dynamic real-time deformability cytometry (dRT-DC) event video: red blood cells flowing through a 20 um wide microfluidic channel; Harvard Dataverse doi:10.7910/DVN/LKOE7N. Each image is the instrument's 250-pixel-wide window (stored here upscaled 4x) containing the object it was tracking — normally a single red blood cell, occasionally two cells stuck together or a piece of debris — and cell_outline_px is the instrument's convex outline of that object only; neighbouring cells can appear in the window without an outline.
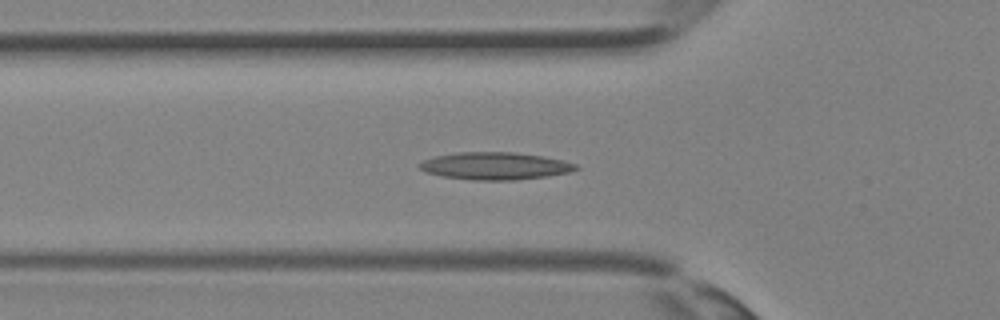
{"species": "Egyptian fruit bat (a non-hibernating species)", "species_latin": "Rousettus aegyptiacus", "temperature_condition": "room temperature", "stored_images_in_passage": 25, "camera_frame_rate_fps": 3000, "um_per_image_px": 0.085, "animal": {"sex": "female"}, "frame": {"image": 1, "passage_image": 2, "time_ms": 0.333, "image_size_px": [1000, 320], "cell_outline_px": [[580, 168], [568, 172], [548, 176], [516, 180], [472, 180], [444, 176], [424, 172], [416, 164], [424, 160], [436, 156], [456, 152], [512, 152], [544, 156], [564, 160], [576, 164]], "centroid_in_image_um": [42.08, 14.1], "position_along_channel_um": 83.7, "area_um2": 25.03}}
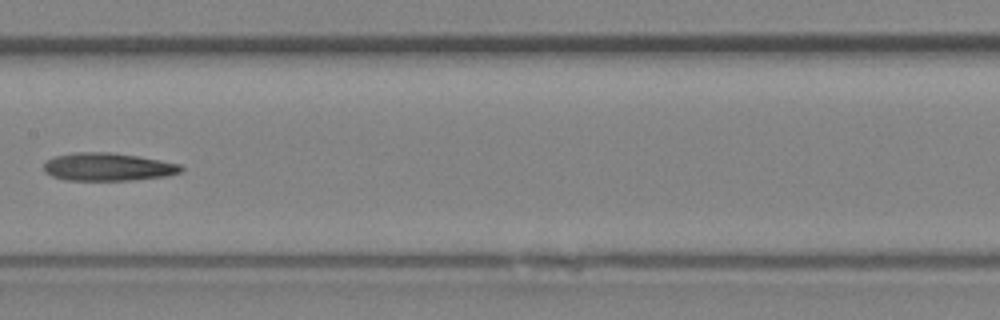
{"frame": {"image": 2, "passage_image": 8, "time_ms": 2.333, "image_size_px": [1000, 320], "cell_outline_px": [[184, 168], [180, 172], [168, 176], [132, 180], [64, 180], [52, 176], [44, 172], [44, 164], [48, 160], [56, 156], [72, 152], [112, 152], [136, 156], [180, 164]], "centroid_in_image_um": [9.16, 14.19], "position_along_channel_um": 198.2, "area_um2": 22.31}}
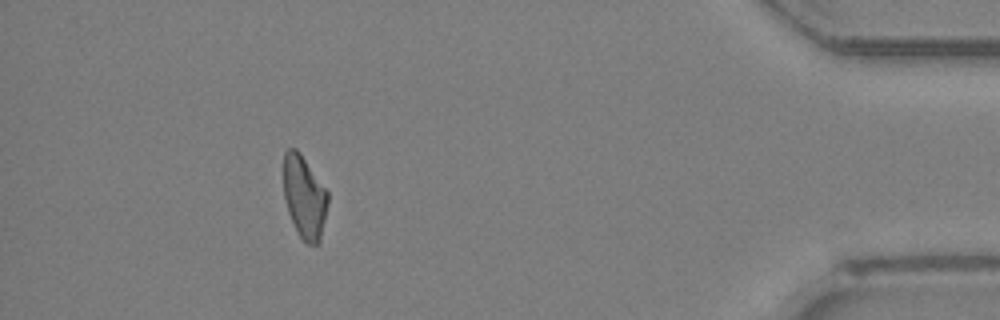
{"frame": {"image": 3, "passage_image": 22, "time_ms": 7.0, "image_size_px": [1000, 320], "cell_outline_px": [[328, 204], [320, 244], [308, 244], [300, 236], [288, 212], [284, 196], [284, 152], [288, 148], [296, 148], [300, 152], [328, 192]], "centroid_in_image_um": [25.88, 16.74], "position_along_channel_um": 409.3, "area_um2": 21.27}}